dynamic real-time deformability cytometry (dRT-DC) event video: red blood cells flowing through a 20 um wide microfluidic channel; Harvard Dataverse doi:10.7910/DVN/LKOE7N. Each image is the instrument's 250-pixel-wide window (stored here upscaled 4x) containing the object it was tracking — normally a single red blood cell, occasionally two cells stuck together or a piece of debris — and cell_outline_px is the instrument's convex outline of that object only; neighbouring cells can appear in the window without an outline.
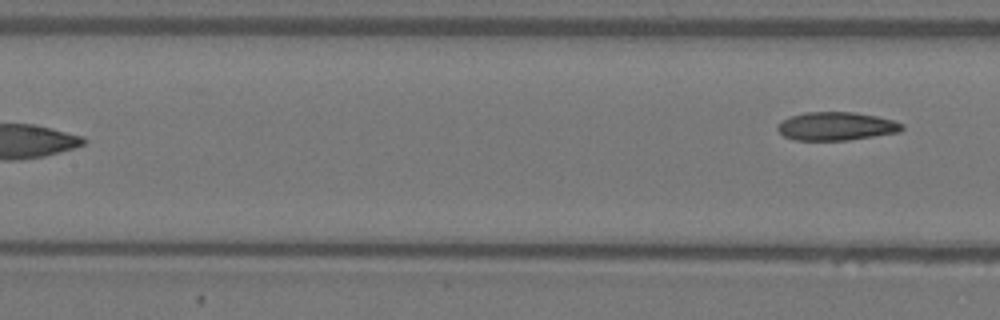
{"species": "Egyptian fruit bat (a non-hibernating species)", "species_latin": "Rousettus aegyptiacus", "temperature_condition": "warm", "stored_images_in_passage": 8, "segment_of_instrument_passage": [2, 2], "camera_frame_rate_fps": 3000, "um_per_image_px": 0.085, "animal": {"sex": "female"}, "frame": {"image": 1, "passage_image": 8, "time_ms": 2.333, "image_size_px": [1000, 320], "cell_outline_px": [[904, 128], [900, 132], [848, 140], [796, 140], [784, 136], [776, 128], [784, 120], [792, 116], [804, 112], [852, 112], [876, 116], [892, 120], [904, 124]], "centroid_in_image_um": [71.11, 10.73], "position_along_channel_um": 136.3, "area_um2": 20.35}}